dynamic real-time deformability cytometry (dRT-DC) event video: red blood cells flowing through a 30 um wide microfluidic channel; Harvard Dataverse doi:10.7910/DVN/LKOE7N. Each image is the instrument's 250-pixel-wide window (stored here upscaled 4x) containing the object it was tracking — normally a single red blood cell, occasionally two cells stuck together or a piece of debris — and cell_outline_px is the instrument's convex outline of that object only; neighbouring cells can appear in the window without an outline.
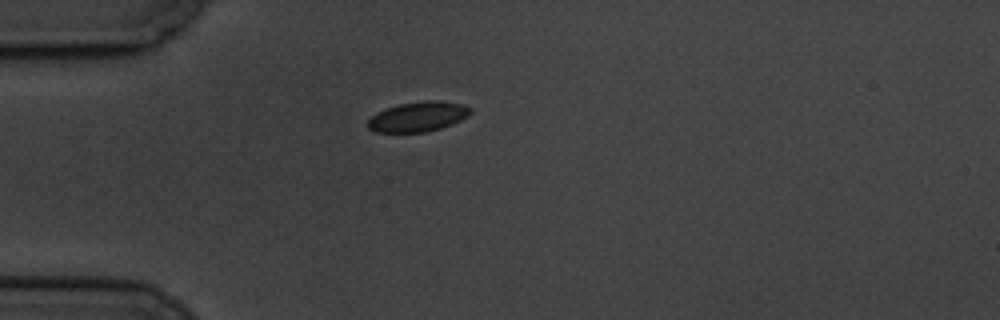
{"species": "common noctule bat (a hibernating species)", "species_latin": "Nyctalus noctula", "temperature_condition": "cold", "stored_images_in_passage": 8, "camera_frame_rate_fps": 3000, "um_per_image_px": 0.085, "animal": {"sex": "male", "body_mass_g": 19.5, "forearm_length_mm": 54.6}, "frame": {"image": 1, "passage_image": 1, "time_ms": 0.0, "image_size_px": [1000, 320], "cell_outline_px": [[472, 112], [468, 116], [452, 124], [440, 128], [424, 132], [376, 132], [368, 128], [368, 120], [376, 112], [400, 104], [424, 100], [440, 100], [464, 104], [472, 108]], "centroid_in_image_um": [35.57, 9.9], "position_along_channel_um": 49.4, "area_um2": 17.92}}
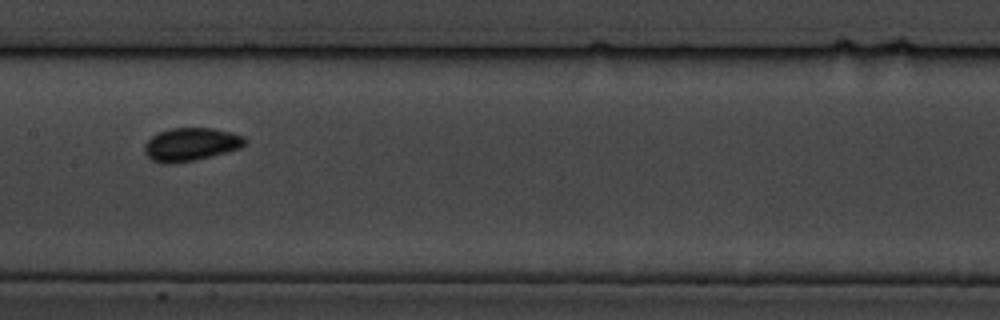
{"frame": {"image": 2, "passage_image": 5, "time_ms": 4.667, "image_size_px": [1000, 320], "cell_outline_px": [[248, 144], [240, 148], [212, 156], [196, 160], [172, 164], [164, 164], [152, 160], [144, 152], [144, 144], [152, 136], [160, 132], [172, 128], [212, 128], [232, 132], [244, 136], [248, 140]], "centroid_in_image_um": [16.26, 12.28], "position_along_channel_um": 191.1, "area_um2": 19.59}}
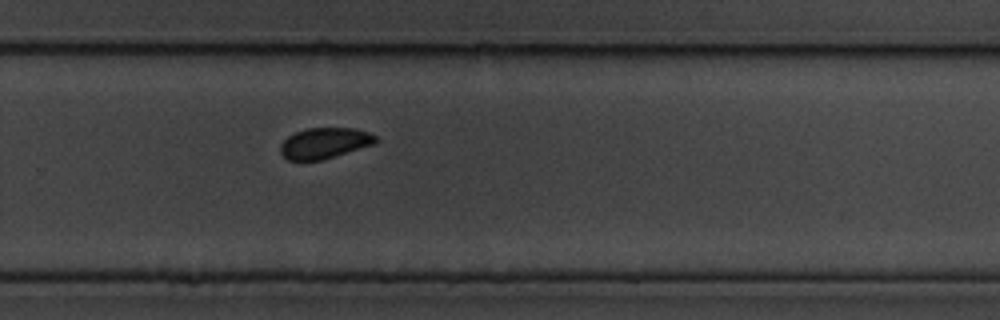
{"frame": {"image": 3, "passage_image": 8, "time_ms": 8.0, "image_size_px": [1000, 320], "cell_outline_px": [[376, 144], [320, 160], [288, 160], [280, 152], [280, 144], [288, 136], [304, 128], [356, 128], [368, 132], [376, 136]], "centroid_in_image_um": [27.58, 12.15], "position_along_channel_um": 302.2, "area_um2": 17.05}}